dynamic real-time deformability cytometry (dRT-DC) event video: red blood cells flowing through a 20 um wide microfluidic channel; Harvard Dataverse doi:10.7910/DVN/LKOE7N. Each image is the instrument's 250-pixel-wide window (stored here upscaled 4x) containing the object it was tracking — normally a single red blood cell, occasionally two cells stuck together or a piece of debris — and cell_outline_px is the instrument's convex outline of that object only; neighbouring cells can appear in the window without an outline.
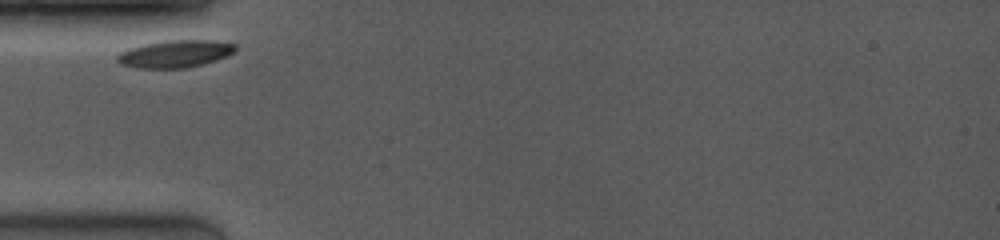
{"species": "common noctule bat (a hibernating species)", "species_latin": "Nyctalus noctula", "temperature_condition": "room temperature", "stored_images_in_passage": 12, "camera_frame_rate_fps": 4000, "um_per_image_px": 0.085, "animal": {"sex": "female", "body_mass_g": 19.0, "forearm_length_mm": 53.3}, "frame": {"image": 1, "passage_image": 1, "time_ms": 0.0, "image_size_px": [1000, 240], "cell_outline_px": [[236, 52], [200, 64], [184, 68], [136, 68], [124, 64], [116, 60], [116, 56], [120, 52], [128, 48], [144, 44], [164, 40], [212, 40], [236, 44]], "centroid_in_image_um": [14.85, 4.56], "position_along_channel_um": 70.1, "area_um2": 18.61}}
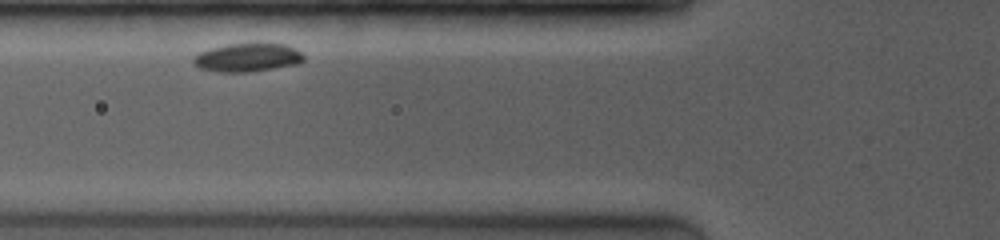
{"frame": {"image": 2, "passage_image": 4, "time_ms": 1.0, "image_size_px": [1000, 240], "cell_outline_px": [[304, 60], [296, 64], [272, 68], [244, 72], [224, 72], [200, 68], [192, 64], [192, 56], [200, 52], [212, 48], [228, 44], [288, 44], [300, 52], [304, 56]], "centroid_in_image_um": [21.01, 4.88], "position_along_channel_um": 104.8, "area_um2": 17.98}}
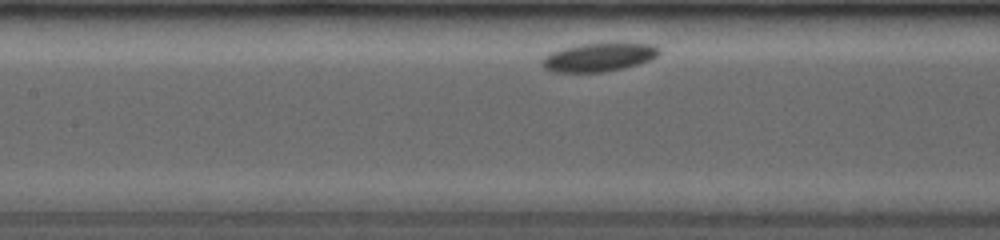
{"frame": {"image": 3, "passage_image": 9, "time_ms": 2.5, "image_size_px": [1000, 240], "cell_outline_px": [[660, 52], [656, 56], [648, 60], [636, 64], [620, 68], [596, 72], [556, 72], [548, 68], [540, 60], [548, 52], [580, 44], [612, 40], [620, 40], [652, 44], [660, 48]], "centroid_in_image_um": [50.95, 4.78], "position_along_channel_um": 156.5, "area_um2": 19.88}}